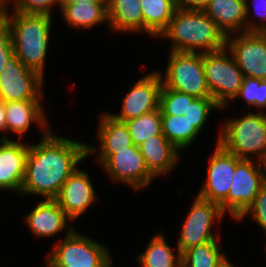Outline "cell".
Wrapping results in <instances>:
<instances>
[{
    "instance_id": "obj_40",
    "label": "cell",
    "mask_w": 266,
    "mask_h": 267,
    "mask_svg": "<svg viewBox=\"0 0 266 267\" xmlns=\"http://www.w3.org/2000/svg\"><path fill=\"white\" fill-rule=\"evenodd\" d=\"M107 2V0H59L60 4L58 5L60 7L59 10H61L66 4L76 3V2Z\"/></svg>"
},
{
    "instance_id": "obj_30",
    "label": "cell",
    "mask_w": 266,
    "mask_h": 267,
    "mask_svg": "<svg viewBox=\"0 0 266 267\" xmlns=\"http://www.w3.org/2000/svg\"><path fill=\"white\" fill-rule=\"evenodd\" d=\"M212 110H221V107L212 97H196L188 107L184 116L200 133L207 123Z\"/></svg>"
},
{
    "instance_id": "obj_19",
    "label": "cell",
    "mask_w": 266,
    "mask_h": 267,
    "mask_svg": "<svg viewBox=\"0 0 266 267\" xmlns=\"http://www.w3.org/2000/svg\"><path fill=\"white\" fill-rule=\"evenodd\" d=\"M138 147L147 169L155 178L168 175L180 159L179 150L162 133L152 136Z\"/></svg>"
},
{
    "instance_id": "obj_42",
    "label": "cell",
    "mask_w": 266,
    "mask_h": 267,
    "mask_svg": "<svg viewBox=\"0 0 266 267\" xmlns=\"http://www.w3.org/2000/svg\"><path fill=\"white\" fill-rule=\"evenodd\" d=\"M228 259L220 267H235Z\"/></svg>"
},
{
    "instance_id": "obj_28",
    "label": "cell",
    "mask_w": 266,
    "mask_h": 267,
    "mask_svg": "<svg viewBox=\"0 0 266 267\" xmlns=\"http://www.w3.org/2000/svg\"><path fill=\"white\" fill-rule=\"evenodd\" d=\"M124 122L131 135L133 144L136 146H139L152 136L162 133L160 108Z\"/></svg>"
},
{
    "instance_id": "obj_11",
    "label": "cell",
    "mask_w": 266,
    "mask_h": 267,
    "mask_svg": "<svg viewBox=\"0 0 266 267\" xmlns=\"http://www.w3.org/2000/svg\"><path fill=\"white\" fill-rule=\"evenodd\" d=\"M227 35L226 48L244 77L266 80V32Z\"/></svg>"
},
{
    "instance_id": "obj_31",
    "label": "cell",
    "mask_w": 266,
    "mask_h": 267,
    "mask_svg": "<svg viewBox=\"0 0 266 267\" xmlns=\"http://www.w3.org/2000/svg\"><path fill=\"white\" fill-rule=\"evenodd\" d=\"M243 98L247 105L255 106L257 109L266 108V80L256 79L252 77H244L241 88L236 98L233 100L234 103L237 98Z\"/></svg>"
},
{
    "instance_id": "obj_17",
    "label": "cell",
    "mask_w": 266,
    "mask_h": 267,
    "mask_svg": "<svg viewBox=\"0 0 266 267\" xmlns=\"http://www.w3.org/2000/svg\"><path fill=\"white\" fill-rule=\"evenodd\" d=\"M25 220L36 238H49L58 235L60 232L62 233L63 230L66 234H70L74 230V227L68 226L67 222H72V220L54 199H45L38 202Z\"/></svg>"
},
{
    "instance_id": "obj_38",
    "label": "cell",
    "mask_w": 266,
    "mask_h": 267,
    "mask_svg": "<svg viewBox=\"0 0 266 267\" xmlns=\"http://www.w3.org/2000/svg\"><path fill=\"white\" fill-rule=\"evenodd\" d=\"M13 54L14 51H0V73L6 68V64Z\"/></svg>"
},
{
    "instance_id": "obj_14",
    "label": "cell",
    "mask_w": 266,
    "mask_h": 267,
    "mask_svg": "<svg viewBox=\"0 0 266 267\" xmlns=\"http://www.w3.org/2000/svg\"><path fill=\"white\" fill-rule=\"evenodd\" d=\"M162 86L159 70L148 73L139 79L122 99L120 112L110 115L124 122L158 109Z\"/></svg>"
},
{
    "instance_id": "obj_10",
    "label": "cell",
    "mask_w": 266,
    "mask_h": 267,
    "mask_svg": "<svg viewBox=\"0 0 266 267\" xmlns=\"http://www.w3.org/2000/svg\"><path fill=\"white\" fill-rule=\"evenodd\" d=\"M43 81L38 72L27 68L13 54L0 73V99L10 101L42 100Z\"/></svg>"
},
{
    "instance_id": "obj_25",
    "label": "cell",
    "mask_w": 266,
    "mask_h": 267,
    "mask_svg": "<svg viewBox=\"0 0 266 267\" xmlns=\"http://www.w3.org/2000/svg\"><path fill=\"white\" fill-rule=\"evenodd\" d=\"M176 254V255H175ZM141 267H177L181 262V253L168 245L163 233H158L150 239L145 251L137 258Z\"/></svg>"
},
{
    "instance_id": "obj_26",
    "label": "cell",
    "mask_w": 266,
    "mask_h": 267,
    "mask_svg": "<svg viewBox=\"0 0 266 267\" xmlns=\"http://www.w3.org/2000/svg\"><path fill=\"white\" fill-rule=\"evenodd\" d=\"M162 134L179 151L194 143L200 134L184 115H161Z\"/></svg>"
},
{
    "instance_id": "obj_6",
    "label": "cell",
    "mask_w": 266,
    "mask_h": 267,
    "mask_svg": "<svg viewBox=\"0 0 266 267\" xmlns=\"http://www.w3.org/2000/svg\"><path fill=\"white\" fill-rule=\"evenodd\" d=\"M203 67L211 96L224 110L239 93L244 75L227 48L203 53Z\"/></svg>"
},
{
    "instance_id": "obj_20",
    "label": "cell",
    "mask_w": 266,
    "mask_h": 267,
    "mask_svg": "<svg viewBox=\"0 0 266 267\" xmlns=\"http://www.w3.org/2000/svg\"><path fill=\"white\" fill-rule=\"evenodd\" d=\"M203 11L226 36L246 32L245 0H210Z\"/></svg>"
},
{
    "instance_id": "obj_13",
    "label": "cell",
    "mask_w": 266,
    "mask_h": 267,
    "mask_svg": "<svg viewBox=\"0 0 266 267\" xmlns=\"http://www.w3.org/2000/svg\"><path fill=\"white\" fill-rule=\"evenodd\" d=\"M208 160L207 178L197 196L220 204L228 195L236 165L242 160L219 142Z\"/></svg>"
},
{
    "instance_id": "obj_27",
    "label": "cell",
    "mask_w": 266,
    "mask_h": 267,
    "mask_svg": "<svg viewBox=\"0 0 266 267\" xmlns=\"http://www.w3.org/2000/svg\"><path fill=\"white\" fill-rule=\"evenodd\" d=\"M219 239L192 247L181 254V262L187 267H220L226 260L220 251Z\"/></svg>"
},
{
    "instance_id": "obj_34",
    "label": "cell",
    "mask_w": 266,
    "mask_h": 267,
    "mask_svg": "<svg viewBox=\"0 0 266 267\" xmlns=\"http://www.w3.org/2000/svg\"><path fill=\"white\" fill-rule=\"evenodd\" d=\"M252 2L251 6L249 2ZM246 2V32H266V0H245ZM250 7L253 6L256 17H261V20L258 22H253L251 20L252 16H250L251 10ZM251 17L250 19H248Z\"/></svg>"
},
{
    "instance_id": "obj_9",
    "label": "cell",
    "mask_w": 266,
    "mask_h": 267,
    "mask_svg": "<svg viewBox=\"0 0 266 267\" xmlns=\"http://www.w3.org/2000/svg\"><path fill=\"white\" fill-rule=\"evenodd\" d=\"M192 203L188 216L179 232L177 248H175L181 254L199 244L221 238L212 232L215 220L220 222L225 216L220 209V205L198 196Z\"/></svg>"
},
{
    "instance_id": "obj_41",
    "label": "cell",
    "mask_w": 266,
    "mask_h": 267,
    "mask_svg": "<svg viewBox=\"0 0 266 267\" xmlns=\"http://www.w3.org/2000/svg\"><path fill=\"white\" fill-rule=\"evenodd\" d=\"M264 171V183L266 185V157L261 161Z\"/></svg>"
},
{
    "instance_id": "obj_21",
    "label": "cell",
    "mask_w": 266,
    "mask_h": 267,
    "mask_svg": "<svg viewBox=\"0 0 266 267\" xmlns=\"http://www.w3.org/2000/svg\"><path fill=\"white\" fill-rule=\"evenodd\" d=\"M99 121L97 137L100 146L97 145V162L101 165L116 150L126 149L134 144L125 122L115 119L110 112L102 113Z\"/></svg>"
},
{
    "instance_id": "obj_36",
    "label": "cell",
    "mask_w": 266,
    "mask_h": 267,
    "mask_svg": "<svg viewBox=\"0 0 266 267\" xmlns=\"http://www.w3.org/2000/svg\"><path fill=\"white\" fill-rule=\"evenodd\" d=\"M209 1L210 0H176L177 7L198 10H203Z\"/></svg>"
},
{
    "instance_id": "obj_37",
    "label": "cell",
    "mask_w": 266,
    "mask_h": 267,
    "mask_svg": "<svg viewBox=\"0 0 266 267\" xmlns=\"http://www.w3.org/2000/svg\"><path fill=\"white\" fill-rule=\"evenodd\" d=\"M0 132H6L5 102L0 99Z\"/></svg>"
},
{
    "instance_id": "obj_39",
    "label": "cell",
    "mask_w": 266,
    "mask_h": 267,
    "mask_svg": "<svg viewBox=\"0 0 266 267\" xmlns=\"http://www.w3.org/2000/svg\"><path fill=\"white\" fill-rule=\"evenodd\" d=\"M13 2V0H0V18H6V16L10 13L8 12L10 4L9 2Z\"/></svg>"
},
{
    "instance_id": "obj_24",
    "label": "cell",
    "mask_w": 266,
    "mask_h": 267,
    "mask_svg": "<svg viewBox=\"0 0 266 267\" xmlns=\"http://www.w3.org/2000/svg\"><path fill=\"white\" fill-rule=\"evenodd\" d=\"M143 32L156 39L167 29L177 8L176 0H140Z\"/></svg>"
},
{
    "instance_id": "obj_12",
    "label": "cell",
    "mask_w": 266,
    "mask_h": 267,
    "mask_svg": "<svg viewBox=\"0 0 266 267\" xmlns=\"http://www.w3.org/2000/svg\"><path fill=\"white\" fill-rule=\"evenodd\" d=\"M101 166L111 177V181L123 182L135 191L144 189L155 178L147 169L144 157L136 145L116 150Z\"/></svg>"
},
{
    "instance_id": "obj_23",
    "label": "cell",
    "mask_w": 266,
    "mask_h": 267,
    "mask_svg": "<svg viewBox=\"0 0 266 267\" xmlns=\"http://www.w3.org/2000/svg\"><path fill=\"white\" fill-rule=\"evenodd\" d=\"M60 12L70 27L91 29L102 23H108L107 2H76L66 4Z\"/></svg>"
},
{
    "instance_id": "obj_4",
    "label": "cell",
    "mask_w": 266,
    "mask_h": 267,
    "mask_svg": "<svg viewBox=\"0 0 266 267\" xmlns=\"http://www.w3.org/2000/svg\"><path fill=\"white\" fill-rule=\"evenodd\" d=\"M218 142L240 159L262 161L266 157V113L249 112L224 123ZM252 156H251V155ZM257 156V157H256ZM255 157V158H254Z\"/></svg>"
},
{
    "instance_id": "obj_7",
    "label": "cell",
    "mask_w": 266,
    "mask_h": 267,
    "mask_svg": "<svg viewBox=\"0 0 266 267\" xmlns=\"http://www.w3.org/2000/svg\"><path fill=\"white\" fill-rule=\"evenodd\" d=\"M165 87L192 95L212 97L207 87L203 53L170 51L165 72L161 73Z\"/></svg>"
},
{
    "instance_id": "obj_5",
    "label": "cell",
    "mask_w": 266,
    "mask_h": 267,
    "mask_svg": "<svg viewBox=\"0 0 266 267\" xmlns=\"http://www.w3.org/2000/svg\"><path fill=\"white\" fill-rule=\"evenodd\" d=\"M60 242V243H59ZM53 245L47 259L56 267H112L109 247L75 229Z\"/></svg>"
},
{
    "instance_id": "obj_16",
    "label": "cell",
    "mask_w": 266,
    "mask_h": 267,
    "mask_svg": "<svg viewBox=\"0 0 266 267\" xmlns=\"http://www.w3.org/2000/svg\"><path fill=\"white\" fill-rule=\"evenodd\" d=\"M0 137V189L21 192L25 176L29 143Z\"/></svg>"
},
{
    "instance_id": "obj_22",
    "label": "cell",
    "mask_w": 266,
    "mask_h": 267,
    "mask_svg": "<svg viewBox=\"0 0 266 267\" xmlns=\"http://www.w3.org/2000/svg\"><path fill=\"white\" fill-rule=\"evenodd\" d=\"M108 25L114 32L143 31L140 0H107Z\"/></svg>"
},
{
    "instance_id": "obj_2",
    "label": "cell",
    "mask_w": 266,
    "mask_h": 267,
    "mask_svg": "<svg viewBox=\"0 0 266 267\" xmlns=\"http://www.w3.org/2000/svg\"><path fill=\"white\" fill-rule=\"evenodd\" d=\"M171 41L170 51L208 53L226 48L227 36L203 11L177 7L160 35Z\"/></svg>"
},
{
    "instance_id": "obj_3",
    "label": "cell",
    "mask_w": 266,
    "mask_h": 267,
    "mask_svg": "<svg viewBox=\"0 0 266 267\" xmlns=\"http://www.w3.org/2000/svg\"><path fill=\"white\" fill-rule=\"evenodd\" d=\"M6 16L9 23L14 54L27 68L44 77L52 28V16L48 14L19 13L11 11Z\"/></svg>"
},
{
    "instance_id": "obj_32",
    "label": "cell",
    "mask_w": 266,
    "mask_h": 267,
    "mask_svg": "<svg viewBox=\"0 0 266 267\" xmlns=\"http://www.w3.org/2000/svg\"><path fill=\"white\" fill-rule=\"evenodd\" d=\"M247 216H251L255 223L262 230L266 232V185L259 190L258 194L255 196L253 203L248 207V209L237 219L241 221Z\"/></svg>"
},
{
    "instance_id": "obj_44",
    "label": "cell",
    "mask_w": 266,
    "mask_h": 267,
    "mask_svg": "<svg viewBox=\"0 0 266 267\" xmlns=\"http://www.w3.org/2000/svg\"><path fill=\"white\" fill-rule=\"evenodd\" d=\"M177 267H187L184 263L180 262Z\"/></svg>"
},
{
    "instance_id": "obj_35",
    "label": "cell",
    "mask_w": 266,
    "mask_h": 267,
    "mask_svg": "<svg viewBox=\"0 0 266 267\" xmlns=\"http://www.w3.org/2000/svg\"><path fill=\"white\" fill-rule=\"evenodd\" d=\"M0 51H14L9 23L6 18H0Z\"/></svg>"
},
{
    "instance_id": "obj_15",
    "label": "cell",
    "mask_w": 266,
    "mask_h": 267,
    "mask_svg": "<svg viewBox=\"0 0 266 267\" xmlns=\"http://www.w3.org/2000/svg\"><path fill=\"white\" fill-rule=\"evenodd\" d=\"M95 191L88 172L77 168L65 181L54 200L75 221L95 202Z\"/></svg>"
},
{
    "instance_id": "obj_33",
    "label": "cell",
    "mask_w": 266,
    "mask_h": 267,
    "mask_svg": "<svg viewBox=\"0 0 266 267\" xmlns=\"http://www.w3.org/2000/svg\"><path fill=\"white\" fill-rule=\"evenodd\" d=\"M60 4L59 0H13V11L19 13L48 14L52 16L53 5Z\"/></svg>"
},
{
    "instance_id": "obj_8",
    "label": "cell",
    "mask_w": 266,
    "mask_h": 267,
    "mask_svg": "<svg viewBox=\"0 0 266 267\" xmlns=\"http://www.w3.org/2000/svg\"><path fill=\"white\" fill-rule=\"evenodd\" d=\"M264 171L260 161L242 159L237 165L227 197L219 204L221 211H229L237 220L253 203L264 186Z\"/></svg>"
},
{
    "instance_id": "obj_29",
    "label": "cell",
    "mask_w": 266,
    "mask_h": 267,
    "mask_svg": "<svg viewBox=\"0 0 266 267\" xmlns=\"http://www.w3.org/2000/svg\"><path fill=\"white\" fill-rule=\"evenodd\" d=\"M196 97L162 86L159 108L161 115H184Z\"/></svg>"
},
{
    "instance_id": "obj_1",
    "label": "cell",
    "mask_w": 266,
    "mask_h": 267,
    "mask_svg": "<svg viewBox=\"0 0 266 267\" xmlns=\"http://www.w3.org/2000/svg\"><path fill=\"white\" fill-rule=\"evenodd\" d=\"M55 134L51 130L44 132L38 144H29L20 193L55 199L80 162L98 151L94 144Z\"/></svg>"
},
{
    "instance_id": "obj_43",
    "label": "cell",
    "mask_w": 266,
    "mask_h": 267,
    "mask_svg": "<svg viewBox=\"0 0 266 267\" xmlns=\"http://www.w3.org/2000/svg\"><path fill=\"white\" fill-rule=\"evenodd\" d=\"M47 262H45L46 267H56L54 264H52L48 259H46Z\"/></svg>"
},
{
    "instance_id": "obj_18",
    "label": "cell",
    "mask_w": 266,
    "mask_h": 267,
    "mask_svg": "<svg viewBox=\"0 0 266 267\" xmlns=\"http://www.w3.org/2000/svg\"><path fill=\"white\" fill-rule=\"evenodd\" d=\"M41 100L10 101L5 103L6 133H13L22 138L32 123L49 132L50 125Z\"/></svg>"
}]
</instances>
